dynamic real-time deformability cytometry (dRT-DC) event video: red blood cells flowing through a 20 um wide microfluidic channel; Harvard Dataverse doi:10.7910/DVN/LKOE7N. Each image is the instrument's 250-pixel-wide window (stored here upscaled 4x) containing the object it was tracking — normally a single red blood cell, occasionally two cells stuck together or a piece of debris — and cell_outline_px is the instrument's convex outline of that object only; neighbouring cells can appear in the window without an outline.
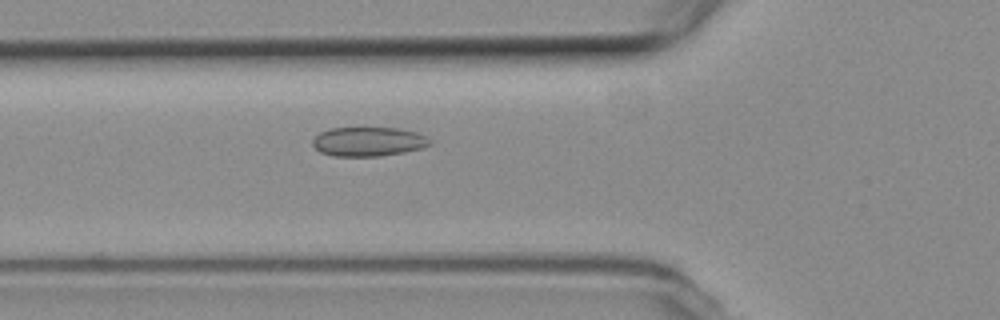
{"species": "common noctule bat (a hibernating species)", "species_latin": "Nyctalus noctula", "temperature_condition": "room temperature", "stored_images_in_passage": 42, "camera_frame_rate_fps": 3000, "um_per_image_px": 0.085, "animal": {"sex": "female", "body_mass_g": 19.3, "forearm_length_mm": 54.1}, "frame": {"image": 1, "passage_image": 8, "time_ms": 2.333, "image_size_px": [1000, 320], "cell_outline_px": [[432, 144], [424, 148], [404, 152], [380, 156], [332, 156], [320, 152], [312, 144], [312, 140], [320, 132], [328, 128], [400, 128], [416, 132], [432, 140]], "centroid_in_image_um": [31.32, 12.04], "position_along_channel_um": 94.5, "area_um2": 20.11}}
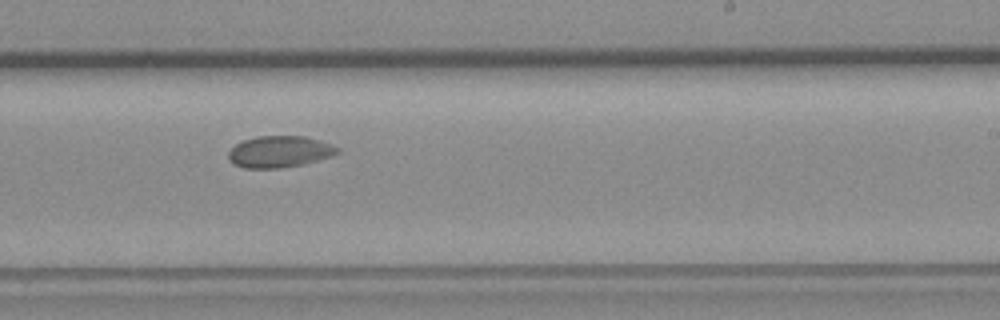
{"frame": {"image": 2, "passage_image": 22, "time_ms": 7.0, "image_size_px": [1000, 320], "cell_outline_px": [[340, 152], [332, 156], [304, 164], [280, 168], [244, 168], [232, 164], [228, 160], [228, 152], [236, 144], [244, 140], [256, 136], [304, 136], [320, 140], [332, 144], [340, 148]], "centroid_in_image_um": [23.77, 12.9], "position_along_channel_um": 265.2, "area_um2": 20.23}}
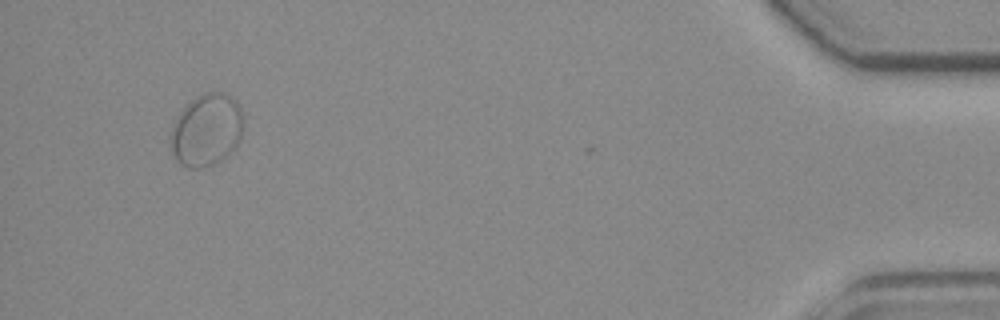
{"frame": {"image": 3, "passage_image": 41, "time_ms": 13.333, "image_size_px": [1000, 320], "cell_outline_px": [[244, 120], [240, 140], [224, 160], [200, 168], [188, 168], [180, 164], [176, 160], [172, 152], [168, 140], [168, 136], [180, 112], [196, 96], [208, 92], [220, 92], [232, 96], [236, 100], [240, 108]], "centroid_in_image_um": [17.55, 11.07], "position_along_channel_um": 417.7, "area_um2": 30.92}}